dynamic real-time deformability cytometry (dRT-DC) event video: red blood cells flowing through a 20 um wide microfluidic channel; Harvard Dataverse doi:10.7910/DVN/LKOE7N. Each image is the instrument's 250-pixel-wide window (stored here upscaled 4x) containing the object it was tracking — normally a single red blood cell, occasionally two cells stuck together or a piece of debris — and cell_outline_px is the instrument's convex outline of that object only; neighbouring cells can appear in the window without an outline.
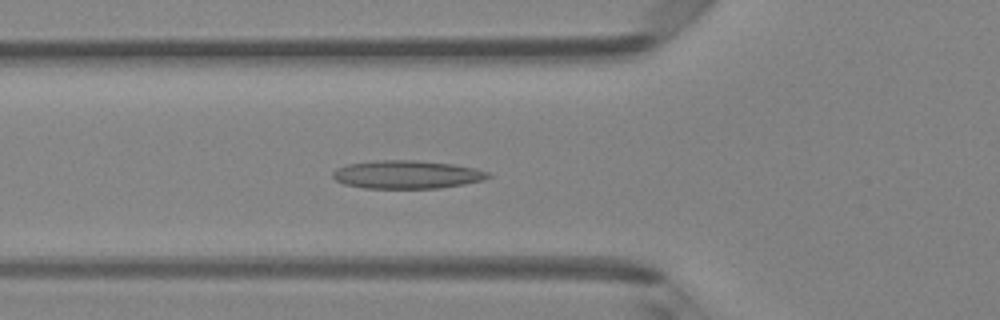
{"species": "Egyptian fruit bat (a non-hibernating species)", "species_latin": "Rousettus aegyptiacus", "temperature_condition": "room temperature", "stored_images_in_passage": 48, "camera_frame_rate_fps": 3000, "um_per_image_px": 0.085, "animal": {"sex": "female"}, "frame": {"image": 1, "passage_image": 17, "time_ms": 5.333, "image_size_px": [1000, 320], "cell_outline_px": [[492, 176], [484, 180], [464, 184], [440, 188], [364, 188], [344, 184], [336, 180], [332, 176], [332, 172], [336, 168], [348, 164], [376, 160], [416, 160], [452, 164], [476, 168], [488, 172]], "centroid_in_image_um": [34.59, 14.83], "position_along_channel_um": 91.2, "area_um2": 25.61}}
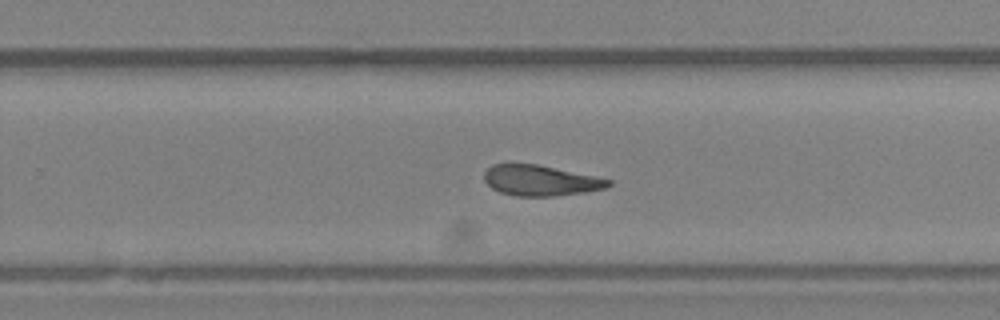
{"frame": {"image": 2, "passage_image": 31, "time_ms": 10.0, "image_size_px": [1000, 320], "cell_outline_px": [[612, 184], [608, 188], [584, 192], [556, 196], [516, 196], [500, 192], [492, 188], [484, 180], [484, 172], [492, 164], [536, 164], [596, 176], [612, 180]], "centroid_in_image_um": [45.97, 15.34], "position_along_channel_um": 283.8, "area_um2": 22.14}}
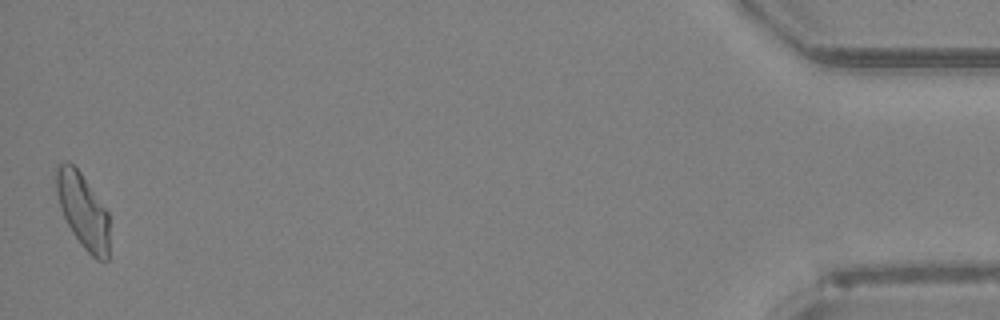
{"frame": {"image": 3, "passage_image": 48, "time_ms": 15.667, "image_size_px": [1000, 320], "cell_outline_px": [[108, 260], [96, 260], [80, 244], [72, 232], [60, 208], [56, 192], [56, 164], [68, 160], [80, 172], [108, 212]], "centroid_in_image_um": [7.02, 17.89], "position_along_channel_um": 428.2, "area_um2": 23.0}, "authors_computed_cell_mechanics": {"area_um2": 23.0622, "velocity_mm_per_s": 4.136, "shape_relaxation_time_tau1_ms": null, "shape_relaxation_time_tau2_ms": 7.5893, "deformation_change_tau1": null, "deformation_change_tau2": 0.1695}}